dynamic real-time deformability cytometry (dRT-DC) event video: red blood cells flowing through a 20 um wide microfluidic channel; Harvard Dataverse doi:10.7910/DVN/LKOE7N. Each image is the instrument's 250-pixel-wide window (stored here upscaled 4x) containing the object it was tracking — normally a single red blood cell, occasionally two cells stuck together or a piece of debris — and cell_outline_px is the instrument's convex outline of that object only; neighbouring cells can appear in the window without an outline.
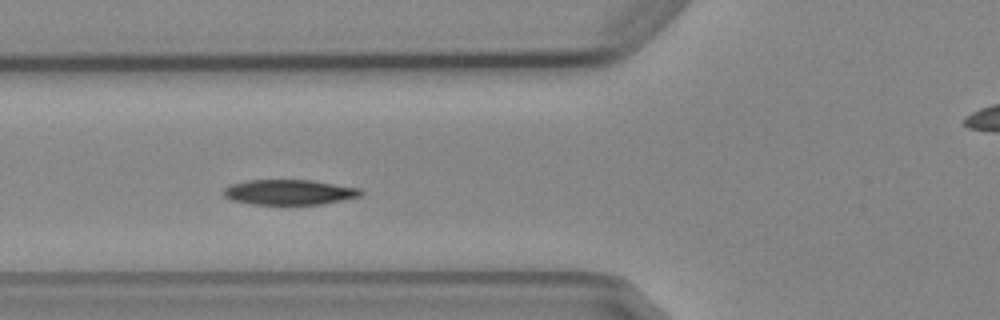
{"species": "Egyptian fruit bat (a non-hibernating species)", "species_latin": "Rousettus aegyptiacus", "temperature_condition": "cold", "stored_images_in_passage": 8, "camera_frame_rate_fps": 3000, "um_per_image_px": 0.085, "animal": {"sex": "female"}, "frame": {"image": 1, "passage_image": 4, "time_ms": 4.333, "image_size_px": [1000, 320], "cell_outline_px": [[364, 192], [360, 196], [344, 200], [324, 204], [252, 204], [232, 200], [224, 196], [224, 188], [232, 184], [244, 180], [312, 180], [360, 188]], "centroid_in_image_um": [24.61, 16.33], "position_along_channel_um": 101.2, "area_um2": 20.17}}
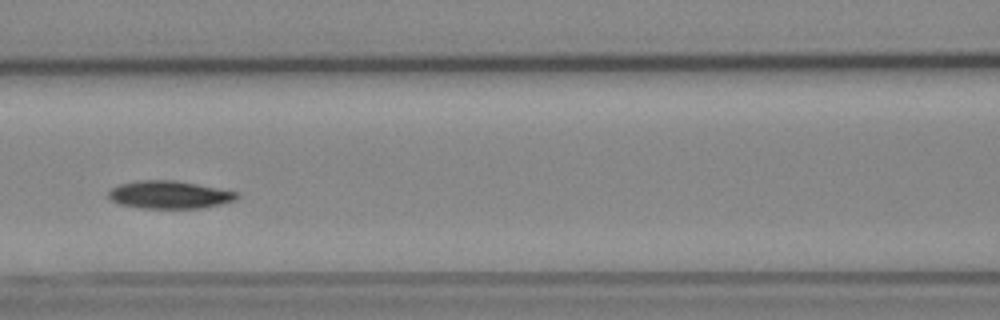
{"frame": {"image": 2, "passage_image": 5, "time_ms": 5.667, "image_size_px": [1000, 320], "cell_outline_px": [[240, 196], [236, 200], [220, 204], [200, 208], [140, 208], [120, 204], [112, 200], [108, 196], [108, 192], [112, 188], [120, 184], [136, 180], [172, 180], [196, 184], [240, 192]], "centroid_in_image_um": [14.42, 16.55], "position_along_channel_um": 152.2, "area_um2": 20.75}}